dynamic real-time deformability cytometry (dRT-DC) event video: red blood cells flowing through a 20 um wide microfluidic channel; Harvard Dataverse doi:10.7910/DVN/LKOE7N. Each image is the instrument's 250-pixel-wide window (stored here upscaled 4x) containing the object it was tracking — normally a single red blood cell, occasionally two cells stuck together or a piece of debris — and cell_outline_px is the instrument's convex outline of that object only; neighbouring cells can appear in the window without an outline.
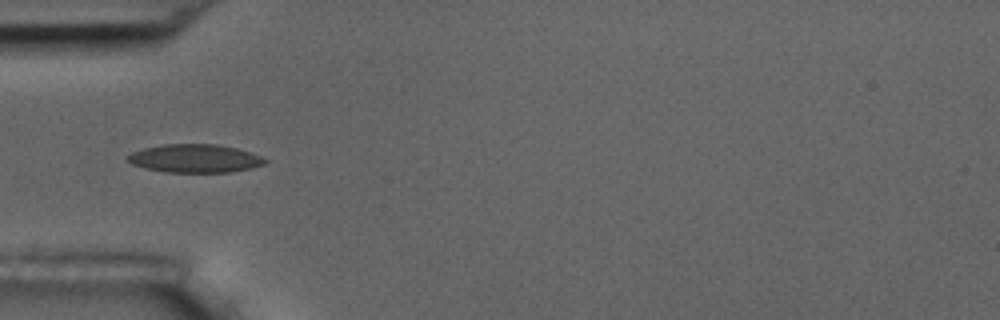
{"species": "common noctule bat (a hibernating species)", "species_latin": "Nyctalus noctula", "temperature_condition": "room temperature", "stored_images_in_passage": 5, "camera_frame_rate_fps": 3000, "um_per_image_px": 0.085, "animal": {"sex": "male", "body_mass_g": 17.5, "forearm_length_mm": 52.3}, "frame": {"image": 1, "passage_image": 4, "time_ms": 4.333, "image_size_px": [1000, 320], "cell_outline_px": [[268, 160], [264, 164], [232, 172], [164, 172], [144, 168], [132, 164], [124, 160], [124, 156], [132, 152], [144, 148], [164, 144], [216, 144], [236, 148], [260, 156]], "centroid_in_image_um": [16.48, 13.47], "position_along_channel_um": 68.5, "area_um2": 22.66}}